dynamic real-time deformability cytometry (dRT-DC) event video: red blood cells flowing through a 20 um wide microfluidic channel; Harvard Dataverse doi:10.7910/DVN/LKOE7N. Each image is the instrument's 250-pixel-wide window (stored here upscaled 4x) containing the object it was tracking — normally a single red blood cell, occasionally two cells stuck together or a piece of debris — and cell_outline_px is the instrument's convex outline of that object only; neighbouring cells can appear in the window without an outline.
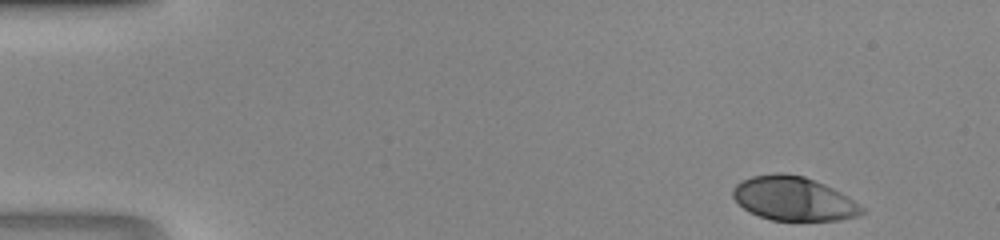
{"species": "human", "species_latin": "Homo sapiens", "temperature_condition": "room temperature", "stored_images_in_passage": 43, "camera_frame_rate_fps": 3000, "um_per_image_px": 0.085, "donor": {"sex": "male"}, "frame": {"image": 1, "passage_image": 1, "time_ms": 0.0, "image_size_px": [1000, 240], "cell_outline_px": [[864, 212], [856, 216], [840, 220], [772, 220], [760, 216], [744, 208], [732, 196], [732, 188], [736, 184], [752, 176], [776, 172], [784, 172], [804, 176], [824, 184], [848, 196], [864, 208]], "centroid_in_image_um": [67.45, 16.87], "position_along_channel_um": 17.5, "area_um2": 32.83}}
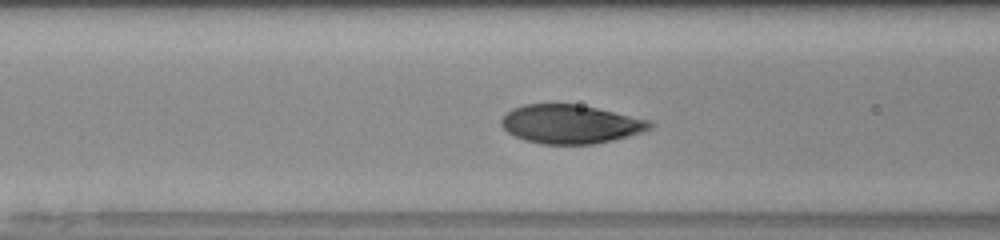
{"frame": {"image": 2, "passage_image": 16, "time_ms": 5.0, "image_size_px": [1000, 240], "cell_outline_px": [[656, 124], [652, 128], [628, 136], [612, 140], [592, 144], [540, 144], [524, 140], [508, 132], [500, 124], [500, 120], [512, 108], [524, 104], [576, 104], [596, 108], [652, 120]], "centroid_in_image_um": [48.5, 10.55], "position_along_channel_um": 118.1, "area_um2": 33.52}}
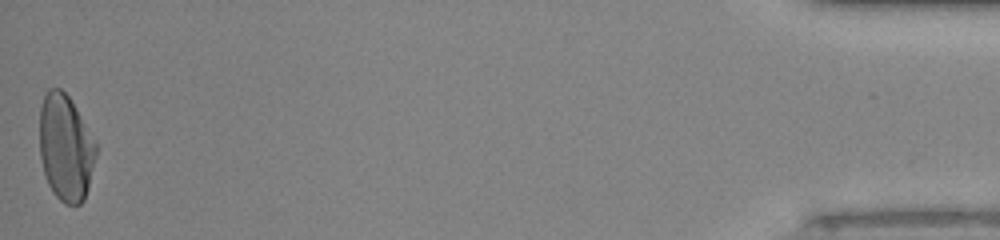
{"frame": {"image": 3, "passage_image": 43, "time_ms": 14.0, "image_size_px": [1000, 240], "cell_outline_px": [[96, 156], [88, 188], [84, 200], [80, 204], [64, 204], [52, 192], [44, 176], [40, 160], [40, 108], [44, 92], [48, 88], [60, 88], [68, 96], [76, 108], [96, 144]], "centroid_in_image_um": [5.55, 12.56], "position_along_channel_um": 429.6, "area_um2": 35.08}}